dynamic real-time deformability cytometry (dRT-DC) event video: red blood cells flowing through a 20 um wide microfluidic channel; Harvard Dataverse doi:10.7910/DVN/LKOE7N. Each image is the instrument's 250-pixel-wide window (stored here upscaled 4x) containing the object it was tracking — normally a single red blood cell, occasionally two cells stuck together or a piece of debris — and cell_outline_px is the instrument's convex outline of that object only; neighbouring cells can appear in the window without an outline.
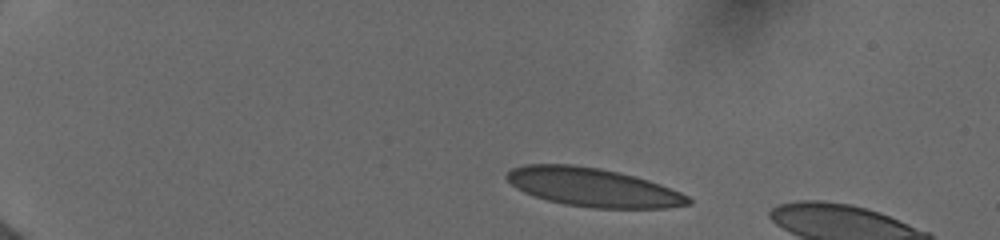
{"species": "human", "species_latin": "Homo sapiens", "temperature_condition": "cold", "stored_images_in_passage": 10, "camera_frame_rate_fps": 3000, "um_per_image_px": 0.085, "donor": {"sex": "female"}, "frame": {"image": 1, "passage_image": 4, "time_ms": 1.0, "image_size_px": [1000, 240], "cell_outline_px": [[692, 204], [668, 208], [592, 208], [564, 204], [548, 200], [524, 192], [516, 188], [504, 176], [512, 168], [524, 164], [572, 164], [600, 168], [648, 180], [660, 184], [680, 192], [688, 196], [692, 200]], "centroid_in_image_um": [50.4, 15.92], "position_along_channel_um": 34.6, "area_um2": 40.69}}